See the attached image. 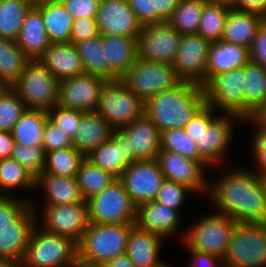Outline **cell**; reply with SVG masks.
Here are the masks:
<instances>
[{
	"mask_svg": "<svg viewBox=\"0 0 266 267\" xmlns=\"http://www.w3.org/2000/svg\"><path fill=\"white\" fill-rule=\"evenodd\" d=\"M237 166L221 169L217 178L209 180V200L217 209L215 211L236 222L266 223V197L259 176Z\"/></svg>",
	"mask_w": 266,
	"mask_h": 267,
	"instance_id": "obj_1",
	"label": "cell"
},
{
	"mask_svg": "<svg viewBox=\"0 0 266 267\" xmlns=\"http://www.w3.org/2000/svg\"><path fill=\"white\" fill-rule=\"evenodd\" d=\"M206 104L203 87L182 82L152 96L145 102L144 113L160 132L184 128L185 124Z\"/></svg>",
	"mask_w": 266,
	"mask_h": 267,
	"instance_id": "obj_2",
	"label": "cell"
},
{
	"mask_svg": "<svg viewBox=\"0 0 266 267\" xmlns=\"http://www.w3.org/2000/svg\"><path fill=\"white\" fill-rule=\"evenodd\" d=\"M133 225L90 223L77 244L78 261L102 266L107 261L125 254Z\"/></svg>",
	"mask_w": 266,
	"mask_h": 267,
	"instance_id": "obj_3",
	"label": "cell"
},
{
	"mask_svg": "<svg viewBox=\"0 0 266 267\" xmlns=\"http://www.w3.org/2000/svg\"><path fill=\"white\" fill-rule=\"evenodd\" d=\"M237 120L242 123L239 117L217 113L213 107L206 104L200 109V133L195 142L200 157L209 167L215 168V165H222L224 162L228 148L231 147L233 126Z\"/></svg>",
	"mask_w": 266,
	"mask_h": 267,
	"instance_id": "obj_4",
	"label": "cell"
},
{
	"mask_svg": "<svg viewBox=\"0 0 266 267\" xmlns=\"http://www.w3.org/2000/svg\"><path fill=\"white\" fill-rule=\"evenodd\" d=\"M77 243L67 236L52 234L35 225L30 233L22 267H75Z\"/></svg>",
	"mask_w": 266,
	"mask_h": 267,
	"instance_id": "obj_5",
	"label": "cell"
},
{
	"mask_svg": "<svg viewBox=\"0 0 266 267\" xmlns=\"http://www.w3.org/2000/svg\"><path fill=\"white\" fill-rule=\"evenodd\" d=\"M198 219L189 230L182 232L183 245L186 249L206 252L224 259L238 222L219 212H212Z\"/></svg>",
	"mask_w": 266,
	"mask_h": 267,
	"instance_id": "obj_6",
	"label": "cell"
},
{
	"mask_svg": "<svg viewBox=\"0 0 266 267\" xmlns=\"http://www.w3.org/2000/svg\"><path fill=\"white\" fill-rule=\"evenodd\" d=\"M120 80L144 103L152 96L174 89L183 82L173 64L143 60L140 57Z\"/></svg>",
	"mask_w": 266,
	"mask_h": 267,
	"instance_id": "obj_7",
	"label": "cell"
},
{
	"mask_svg": "<svg viewBox=\"0 0 266 267\" xmlns=\"http://www.w3.org/2000/svg\"><path fill=\"white\" fill-rule=\"evenodd\" d=\"M27 109L49 111L58 103L59 81L39 59L30 60L11 86Z\"/></svg>",
	"mask_w": 266,
	"mask_h": 267,
	"instance_id": "obj_8",
	"label": "cell"
},
{
	"mask_svg": "<svg viewBox=\"0 0 266 267\" xmlns=\"http://www.w3.org/2000/svg\"><path fill=\"white\" fill-rule=\"evenodd\" d=\"M224 267H266V223L238 222Z\"/></svg>",
	"mask_w": 266,
	"mask_h": 267,
	"instance_id": "obj_9",
	"label": "cell"
},
{
	"mask_svg": "<svg viewBox=\"0 0 266 267\" xmlns=\"http://www.w3.org/2000/svg\"><path fill=\"white\" fill-rule=\"evenodd\" d=\"M145 103L120 79L107 80L96 107L112 128H123L144 114Z\"/></svg>",
	"mask_w": 266,
	"mask_h": 267,
	"instance_id": "obj_10",
	"label": "cell"
},
{
	"mask_svg": "<svg viewBox=\"0 0 266 267\" xmlns=\"http://www.w3.org/2000/svg\"><path fill=\"white\" fill-rule=\"evenodd\" d=\"M86 202L90 223L135 224L136 206L118 178Z\"/></svg>",
	"mask_w": 266,
	"mask_h": 267,
	"instance_id": "obj_11",
	"label": "cell"
},
{
	"mask_svg": "<svg viewBox=\"0 0 266 267\" xmlns=\"http://www.w3.org/2000/svg\"><path fill=\"white\" fill-rule=\"evenodd\" d=\"M243 85L244 67L214 76L203 86L206 105L217 112L246 119Z\"/></svg>",
	"mask_w": 266,
	"mask_h": 267,
	"instance_id": "obj_12",
	"label": "cell"
},
{
	"mask_svg": "<svg viewBox=\"0 0 266 267\" xmlns=\"http://www.w3.org/2000/svg\"><path fill=\"white\" fill-rule=\"evenodd\" d=\"M31 205L36 211V225L38 227L52 234L67 236L77 244L90 225L87 202L43 206L44 210L40 211L43 216L40 220L35 202L31 201Z\"/></svg>",
	"mask_w": 266,
	"mask_h": 267,
	"instance_id": "obj_13",
	"label": "cell"
},
{
	"mask_svg": "<svg viewBox=\"0 0 266 267\" xmlns=\"http://www.w3.org/2000/svg\"><path fill=\"white\" fill-rule=\"evenodd\" d=\"M118 180L137 207L156 199L165 178L157 159H154L134 161L127 166Z\"/></svg>",
	"mask_w": 266,
	"mask_h": 267,
	"instance_id": "obj_14",
	"label": "cell"
},
{
	"mask_svg": "<svg viewBox=\"0 0 266 267\" xmlns=\"http://www.w3.org/2000/svg\"><path fill=\"white\" fill-rule=\"evenodd\" d=\"M210 45L211 42L197 33L182 35L173 67L183 82H191L201 87L206 84Z\"/></svg>",
	"mask_w": 266,
	"mask_h": 267,
	"instance_id": "obj_15",
	"label": "cell"
},
{
	"mask_svg": "<svg viewBox=\"0 0 266 267\" xmlns=\"http://www.w3.org/2000/svg\"><path fill=\"white\" fill-rule=\"evenodd\" d=\"M182 35L167 21L142 26L138 37L139 57L143 60L173 64Z\"/></svg>",
	"mask_w": 266,
	"mask_h": 267,
	"instance_id": "obj_16",
	"label": "cell"
},
{
	"mask_svg": "<svg viewBox=\"0 0 266 267\" xmlns=\"http://www.w3.org/2000/svg\"><path fill=\"white\" fill-rule=\"evenodd\" d=\"M106 81L88 73L62 79L59 81L57 105L82 112L95 111Z\"/></svg>",
	"mask_w": 266,
	"mask_h": 267,
	"instance_id": "obj_17",
	"label": "cell"
},
{
	"mask_svg": "<svg viewBox=\"0 0 266 267\" xmlns=\"http://www.w3.org/2000/svg\"><path fill=\"white\" fill-rule=\"evenodd\" d=\"M157 162L164 178L191 189L194 194L208 191L209 179L206 176L207 167L200 161H195L178 153L161 150Z\"/></svg>",
	"mask_w": 266,
	"mask_h": 267,
	"instance_id": "obj_18",
	"label": "cell"
},
{
	"mask_svg": "<svg viewBox=\"0 0 266 267\" xmlns=\"http://www.w3.org/2000/svg\"><path fill=\"white\" fill-rule=\"evenodd\" d=\"M96 23L101 35L139 37L142 30L127 0H101Z\"/></svg>",
	"mask_w": 266,
	"mask_h": 267,
	"instance_id": "obj_19",
	"label": "cell"
},
{
	"mask_svg": "<svg viewBox=\"0 0 266 267\" xmlns=\"http://www.w3.org/2000/svg\"><path fill=\"white\" fill-rule=\"evenodd\" d=\"M86 158L116 178L128 165L137 161L135 155L129 151L128 134L122 128H113L111 138L93 149Z\"/></svg>",
	"mask_w": 266,
	"mask_h": 267,
	"instance_id": "obj_20",
	"label": "cell"
},
{
	"mask_svg": "<svg viewBox=\"0 0 266 267\" xmlns=\"http://www.w3.org/2000/svg\"><path fill=\"white\" fill-rule=\"evenodd\" d=\"M181 220L177 210L155 200L136 207L135 225L167 240L180 230Z\"/></svg>",
	"mask_w": 266,
	"mask_h": 267,
	"instance_id": "obj_21",
	"label": "cell"
},
{
	"mask_svg": "<svg viewBox=\"0 0 266 267\" xmlns=\"http://www.w3.org/2000/svg\"><path fill=\"white\" fill-rule=\"evenodd\" d=\"M36 225V211L30 205L14 222L0 231V258L22 263L30 233Z\"/></svg>",
	"mask_w": 266,
	"mask_h": 267,
	"instance_id": "obj_22",
	"label": "cell"
},
{
	"mask_svg": "<svg viewBox=\"0 0 266 267\" xmlns=\"http://www.w3.org/2000/svg\"><path fill=\"white\" fill-rule=\"evenodd\" d=\"M122 129L128 134L129 151L137 160L157 159L161 132L145 113Z\"/></svg>",
	"mask_w": 266,
	"mask_h": 267,
	"instance_id": "obj_23",
	"label": "cell"
},
{
	"mask_svg": "<svg viewBox=\"0 0 266 267\" xmlns=\"http://www.w3.org/2000/svg\"><path fill=\"white\" fill-rule=\"evenodd\" d=\"M164 241L161 236L134 224L130 229L125 253L136 267H158L164 262L160 257Z\"/></svg>",
	"mask_w": 266,
	"mask_h": 267,
	"instance_id": "obj_24",
	"label": "cell"
},
{
	"mask_svg": "<svg viewBox=\"0 0 266 267\" xmlns=\"http://www.w3.org/2000/svg\"><path fill=\"white\" fill-rule=\"evenodd\" d=\"M39 60L58 81L85 73L78 50L71 42L51 43Z\"/></svg>",
	"mask_w": 266,
	"mask_h": 267,
	"instance_id": "obj_25",
	"label": "cell"
},
{
	"mask_svg": "<svg viewBox=\"0 0 266 267\" xmlns=\"http://www.w3.org/2000/svg\"><path fill=\"white\" fill-rule=\"evenodd\" d=\"M110 80L120 79L139 58L138 37L102 35Z\"/></svg>",
	"mask_w": 266,
	"mask_h": 267,
	"instance_id": "obj_26",
	"label": "cell"
},
{
	"mask_svg": "<svg viewBox=\"0 0 266 267\" xmlns=\"http://www.w3.org/2000/svg\"><path fill=\"white\" fill-rule=\"evenodd\" d=\"M250 60V49L226 41L211 42L206 66V83L214 76L243 68Z\"/></svg>",
	"mask_w": 266,
	"mask_h": 267,
	"instance_id": "obj_27",
	"label": "cell"
},
{
	"mask_svg": "<svg viewBox=\"0 0 266 267\" xmlns=\"http://www.w3.org/2000/svg\"><path fill=\"white\" fill-rule=\"evenodd\" d=\"M77 129L72 138V144L76 150L86 156L111 138L113 128L98 112L86 111L81 115Z\"/></svg>",
	"mask_w": 266,
	"mask_h": 267,
	"instance_id": "obj_28",
	"label": "cell"
},
{
	"mask_svg": "<svg viewBox=\"0 0 266 267\" xmlns=\"http://www.w3.org/2000/svg\"><path fill=\"white\" fill-rule=\"evenodd\" d=\"M35 187L41 189L45 196L44 205H67L86 202L80 192L76 177L39 174Z\"/></svg>",
	"mask_w": 266,
	"mask_h": 267,
	"instance_id": "obj_29",
	"label": "cell"
},
{
	"mask_svg": "<svg viewBox=\"0 0 266 267\" xmlns=\"http://www.w3.org/2000/svg\"><path fill=\"white\" fill-rule=\"evenodd\" d=\"M16 43L31 60L39 59L50 46L43 18L35 6L27 12Z\"/></svg>",
	"mask_w": 266,
	"mask_h": 267,
	"instance_id": "obj_30",
	"label": "cell"
},
{
	"mask_svg": "<svg viewBox=\"0 0 266 267\" xmlns=\"http://www.w3.org/2000/svg\"><path fill=\"white\" fill-rule=\"evenodd\" d=\"M263 16L257 13L231 9L222 36V41L251 48L253 40L257 35Z\"/></svg>",
	"mask_w": 266,
	"mask_h": 267,
	"instance_id": "obj_31",
	"label": "cell"
},
{
	"mask_svg": "<svg viewBox=\"0 0 266 267\" xmlns=\"http://www.w3.org/2000/svg\"><path fill=\"white\" fill-rule=\"evenodd\" d=\"M41 13L45 30L51 43L71 41L73 17L60 0L35 6Z\"/></svg>",
	"mask_w": 266,
	"mask_h": 267,
	"instance_id": "obj_32",
	"label": "cell"
},
{
	"mask_svg": "<svg viewBox=\"0 0 266 267\" xmlns=\"http://www.w3.org/2000/svg\"><path fill=\"white\" fill-rule=\"evenodd\" d=\"M243 87L246 119L252 118L266 106V69L251 61L247 63Z\"/></svg>",
	"mask_w": 266,
	"mask_h": 267,
	"instance_id": "obj_33",
	"label": "cell"
},
{
	"mask_svg": "<svg viewBox=\"0 0 266 267\" xmlns=\"http://www.w3.org/2000/svg\"><path fill=\"white\" fill-rule=\"evenodd\" d=\"M30 60L16 40L0 37V82L3 86L11 87Z\"/></svg>",
	"mask_w": 266,
	"mask_h": 267,
	"instance_id": "obj_34",
	"label": "cell"
},
{
	"mask_svg": "<svg viewBox=\"0 0 266 267\" xmlns=\"http://www.w3.org/2000/svg\"><path fill=\"white\" fill-rule=\"evenodd\" d=\"M47 119V111L26 109L11 131L15 143L43 146V131Z\"/></svg>",
	"mask_w": 266,
	"mask_h": 267,
	"instance_id": "obj_35",
	"label": "cell"
},
{
	"mask_svg": "<svg viewBox=\"0 0 266 267\" xmlns=\"http://www.w3.org/2000/svg\"><path fill=\"white\" fill-rule=\"evenodd\" d=\"M35 181L36 177L16 160L0 159V195L15 196L17 189L36 190Z\"/></svg>",
	"mask_w": 266,
	"mask_h": 267,
	"instance_id": "obj_36",
	"label": "cell"
},
{
	"mask_svg": "<svg viewBox=\"0 0 266 267\" xmlns=\"http://www.w3.org/2000/svg\"><path fill=\"white\" fill-rule=\"evenodd\" d=\"M75 46L82 60L85 73L110 80V67L105 58V48H103L101 34L88 40L77 42Z\"/></svg>",
	"mask_w": 266,
	"mask_h": 267,
	"instance_id": "obj_37",
	"label": "cell"
},
{
	"mask_svg": "<svg viewBox=\"0 0 266 267\" xmlns=\"http://www.w3.org/2000/svg\"><path fill=\"white\" fill-rule=\"evenodd\" d=\"M230 9L231 5L228 3L206 1L197 34L209 42L221 40Z\"/></svg>",
	"mask_w": 266,
	"mask_h": 267,
	"instance_id": "obj_38",
	"label": "cell"
},
{
	"mask_svg": "<svg viewBox=\"0 0 266 267\" xmlns=\"http://www.w3.org/2000/svg\"><path fill=\"white\" fill-rule=\"evenodd\" d=\"M83 199L86 201L102 192L117 178L111 173L94 165L86 157L81 162L76 176Z\"/></svg>",
	"mask_w": 266,
	"mask_h": 267,
	"instance_id": "obj_39",
	"label": "cell"
},
{
	"mask_svg": "<svg viewBox=\"0 0 266 267\" xmlns=\"http://www.w3.org/2000/svg\"><path fill=\"white\" fill-rule=\"evenodd\" d=\"M85 157L83 153L74 147L46 152L45 166L42 174L76 177L80 164Z\"/></svg>",
	"mask_w": 266,
	"mask_h": 267,
	"instance_id": "obj_40",
	"label": "cell"
},
{
	"mask_svg": "<svg viewBox=\"0 0 266 267\" xmlns=\"http://www.w3.org/2000/svg\"><path fill=\"white\" fill-rule=\"evenodd\" d=\"M32 6L30 0H0V37L16 40Z\"/></svg>",
	"mask_w": 266,
	"mask_h": 267,
	"instance_id": "obj_41",
	"label": "cell"
},
{
	"mask_svg": "<svg viewBox=\"0 0 266 267\" xmlns=\"http://www.w3.org/2000/svg\"><path fill=\"white\" fill-rule=\"evenodd\" d=\"M204 0H180L167 22L181 35L197 33Z\"/></svg>",
	"mask_w": 266,
	"mask_h": 267,
	"instance_id": "obj_42",
	"label": "cell"
},
{
	"mask_svg": "<svg viewBox=\"0 0 266 267\" xmlns=\"http://www.w3.org/2000/svg\"><path fill=\"white\" fill-rule=\"evenodd\" d=\"M160 149L178 153L183 157L200 161L205 167L209 166L199 155L198 148L184 128L169 129L161 132Z\"/></svg>",
	"mask_w": 266,
	"mask_h": 267,
	"instance_id": "obj_43",
	"label": "cell"
},
{
	"mask_svg": "<svg viewBox=\"0 0 266 267\" xmlns=\"http://www.w3.org/2000/svg\"><path fill=\"white\" fill-rule=\"evenodd\" d=\"M26 109L16 91L12 87L4 86L0 90V131L11 132Z\"/></svg>",
	"mask_w": 266,
	"mask_h": 267,
	"instance_id": "obj_44",
	"label": "cell"
},
{
	"mask_svg": "<svg viewBox=\"0 0 266 267\" xmlns=\"http://www.w3.org/2000/svg\"><path fill=\"white\" fill-rule=\"evenodd\" d=\"M10 158L16 160L37 177L43 173L46 152L43 146H25L15 143Z\"/></svg>",
	"mask_w": 266,
	"mask_h": 267,
	"instance_id": "obj_45",
	"label": "cell"
},
{
	"mask_svg": "<svg viewBox=\"0 0 266 267\" xmlns=\"http://www.w3.org/2000/svg\"><path fill=\"white\" fill-rule=\"evenodd\" d=\"M22 198L0 195V231L13 226V222L31 205L32 199Z\"/></svg>",
	"mask_w": 266,
	"mask_h": 267,
	"instance_id": "obj_46",
	"label": "cell"
},
{
	"mask_svg": "<svg viewBox=\"0 0 266 267\" xmlns=\"http://www.w3.org/2000/svg\"><path fill=\"white\" fill-rule=\"evenodd\" d=\"M242 122H248L249 125H254V133L251 142V149L253 152L255 170L252 169L257 175L266 173V127L260 124L254 117L242 120ZM256 128V129H255Z\"/></svg>",
	"mask_w": 266,
	"mask_h": 267,
	"instance_id": "obj_47",
	"label": "cell"
},
{
	"mask_svg": "<svg viewBox=\"0 0 266 267\" xmlns=\"http://www.w3.org/2000/svg\"><path fill=\"white\" fill-rule=\"evenodd\" d=\"M190 193L193 194L194 192L188 187L165 179L155 201L167 205L180 213V209Z\"/></svg>",
	"mask_w": 266,
	"mask_h": 267,
	"instance_id": "obj_48",
	"label": "cell"
},
{
	"mask_svg": "<svg viewBox=\"0 0 266 267\" xmlns=\"http://www.w3.org/2000/svg\"><path fill=\"white\" fill-rule=\"evenodd\" d=\"M82 111L54 106L48 111V118L61 130L73 138L80 125Z\"/></svg>",
	"mask_w": 266,
	"mask_h": 267,
	"instance_id": "obj_49",
	"label": "cell"
},
{
	"mask_svg": "<svg viewBox=\"0 0 266 267\" xmlns=\"http://www.w3.org/2000/svg\"><path fill=\"white\" fill-rule=\"evenodd\" d=\"M67 147H73L72 138L48 118L43 131L45 152Z\"/></svg>",
	"mask_w": 266,
	"mask_h": 267,
	"instance_id": "obj_50",
	"label": "cell"
},
{
	"mask_svg": "<svg viewBox=\"0 0 266 267\" xmlns=\"http://www.w3.org/2000/svg\"><path fill=\"white\" fill-rule=\"evenodd\" d=\"M74 20L96 19L101 0H60Z\"/></svg>",
	"mask_w": 266,
	"mask_h": 267,
	"instance_id": "obj_51",
	"label": "cell"
},
{
	"mask_svg": "<svg viewBox=\"0 0 266 267\" xmlns=\"http://www.w3.org/2000/svg\"><path fill=\"white\" fill-rule=\"evenodd\" d=\"M142 26L157 24L155 0H127Z\"/></svg>",
	"mask_w": 266,
	"mask_h": 267,
	"instance_id": "obj_52",
	"label": "cell"
},
{
	"mask_svg": "<svg viewBox=\"0 0 266 267\" xmlns=\"http://www.w3.org/2000/svg\"><path fill=\"white\" fill-rule=\"evenodd\" d=\"M99 35L96 19L82 18L73 20L71 43L82 42Z\"/></svg>",
	"mask_w": 266,
	"mask_h": 267,
	"instance_id": "obj_53",
	"label": "cell"
},
{
	"mask_svg": "<svg viewBox=\"0 0 266 267\" xmlns=\"http://www.w3.org/2000/svg\"><path fill=\"white\" fill-rule=\"evenodd\" d=\"M251 62L266 69V25L262 23L250 48Z\"/></svg>",
	"mask_w": 266,
	"mask_h": 267,
	"instance_id": "obj_54",
	"label": "cell"
},
{
	"mask_svg": "<svg viewBox=\"0 0 266 267\" xmlns=\"http://www.w3.org/2000/svg\"><path fill=\"white\" fill-rule=\"evenodd\" d=\"M192 255L191 264L188 267H224L223 259L206 252L187 249Z\"/></svg>",
	"mask_w": 266,
	"mask_h": 267,
	"instance_id": "obj_55",
	"label": "cell"
},
{
	"mask_svg": "<svg viewBox=\"0 0 266 267\" xmlns=\"http://www.w3.org/2000/svg\"><path fill=\"white\" fill-rule=\"evenodd\" d=\"M230 5L234 9L257 13L261 16L266 13V0H232Z\"/></svg>",
	"mask_w": 266,
	"mask_h": 267,
	"instance_id": "obj_56",
	"label": "cell"
},
{
	"mask_svg": "<svg viewBox=\"0 0 266 267\" xmlns=\"http://www.w3.org/2000/svg\"><path fill=\"white\" fill-rule=\"evenodd\" d=\"M180 0H155L157 24L166 22L172 15Z\"/></svg>",
	"mask_w": 266,
	"mask_h": 267,
	"instance_id": "obj_57",
	"label": "cell"
},
{
	"mask_svg": "<svg viewBox=\"0 0 266 267\" xmlns=\"http://www.w3.org/2000/svg\"><path fill=\"white\" fill-rule=\"evenodd\" d=\"M15 141L9 131H0V159L10 158Z\"/></svg>",
	"mask_w": 266,
	"mask_h": 267,
	"instance_id": "obj_58",
	"label": "cell"
},
{
	"mask_svg": "<svg viewBox=\"0 0 266 267\" xmlns=\"http://www.w3.org/2000/svg\"><path fill=\"white\" fill-rule=\"evenodd\" d=\"M184 130L192 139H197L200 133V110L185 124Z\"/></svg>",
	"mask_w": 266,
	"mask_h": 267,
	"instance_id": "obj_59",
	"label": "cell"
},
{
	"mask_svg": "<svg viewBox=\"0 0 266 267\" xmlns=\"http://www.w3.org/2000/svg\"><path fill=\"white\" fill-rule=\"evenodd\" d=\"M103 267H136L130 260V258L128 257V255L122 254L119 255L117 257H115L114 259L107 261L104 265H102Z\"/></svg>",
	"mask_w": 266,
	"mask_h": 267,
	"instance_id": "obj_60",
	"label": "cell"
},
{
	"mask_svg": "<svg viewBox=\"0 0 266 267\" xmlns=\"http://www.w3.org/2000/svg\"><path fill=\"white\" fill-rule=\"evenodd\" d=\"M0 267H22V266L21 263L17 261L0 258Z\"/></svg>",
	"mask_w": 266,
	"mask_h": 267,
	"instance_id": "obj_61",
	"label": "cell"
},
{
	"mask_svg": "<svg viewBox=\"0 0 266 267\" xmlns=\"http://www.w3.org/2000/svg\"><path fill=\"white\" fill-rule=\"evenodd\" d=\"M254 118L266 127V106L257 115H255Z\"/></svg>",
	"mask_w": 266,
	"mask_h": 267,
	"instance_id": "obj_62",
	"label": "cell"
},
{
	"mask_svg": "<svg viewBox=\"0 0 266 267\" xmlns=\"http://www.w3.org/2000/svg\"><path fill=\"white\" fill-rule=\"evenodd\" d=\"M260 179V184L264 192V196L266 197V173L258 175Z\"/></svg>",
	"mask_w": 266,
	"mask_h": 267,
	"instance_id": "obj_63",
	"label": "cell"
},
{
	"mask_svg": "<svg viewBox=\"0 0 266 267\" xmlns=\"http://www.w3.org/2000/svg\"><path fill=\"white\" fill-rule=\"evenodd\" d=\"M52 1H58V0H30L33 6L45 3V2H52Z\"/></svg>",
	"mask_w": 266,
	"mask_h": 267,
	"instance_id": "obj_64",
	"label": "cell"
},
{
	"mask_svg": "<svg viewBox=\"0 0 266 267\" xmlns=\"http://www.w3.org/2000/svg\"><path fill=\"white\" fill-rule=\"evenodd\" d=\"M75 267H103V266H99V265H90V264H86V263L77 261V264H76Z\"/></svg>",
	"mask_w": 266,
	"mask_h": 267,
	"instance_id": "obj_65",
	"label": "cell"
},
{
	"mask_svg": "<svg viewBox=\"0 0 266 267\" xmlns=\"http://www.w3.org/2000/svg\"><path fill=\"white\" fill-rule=\"evenodd\" d=\"M204 1L225 2V3L230 4L232 0H204Z\"/></svg>",
	"mask_w": 266,
	"mask_h": 267,
	"instance_id": "obj_66",
	"label": "cell"
},
{
	"mask_svg": "<svg viewBox=\"0 0 266 267\" xmlns=\"http://www.w3.org/2000/svg\"><path fill=\"white\" fill-rule=\"evenodd\" d=\"M158 267H172L171 265H168L165 261L162 262Z\"/></svg>",
	"mask_w": 266,
	"mask_h": 267,
	"instance_id": "obj_67",
	"label": "cell"
},
{
	"mask_svg": "<svg viewBox=\"0 0 266 267\" xmlns=\"http://www.w3.org/2000/svg\"><path fill=\"white\" fill-rule=\"evenodd\" d=\"M263 23L266 25V13L263 15Z\"/></svg>",
	"mask_w": 266,
	"mask_h": 267,
	"instance_id": "obj_68",
	"label": "cell"
}]
</instances>
